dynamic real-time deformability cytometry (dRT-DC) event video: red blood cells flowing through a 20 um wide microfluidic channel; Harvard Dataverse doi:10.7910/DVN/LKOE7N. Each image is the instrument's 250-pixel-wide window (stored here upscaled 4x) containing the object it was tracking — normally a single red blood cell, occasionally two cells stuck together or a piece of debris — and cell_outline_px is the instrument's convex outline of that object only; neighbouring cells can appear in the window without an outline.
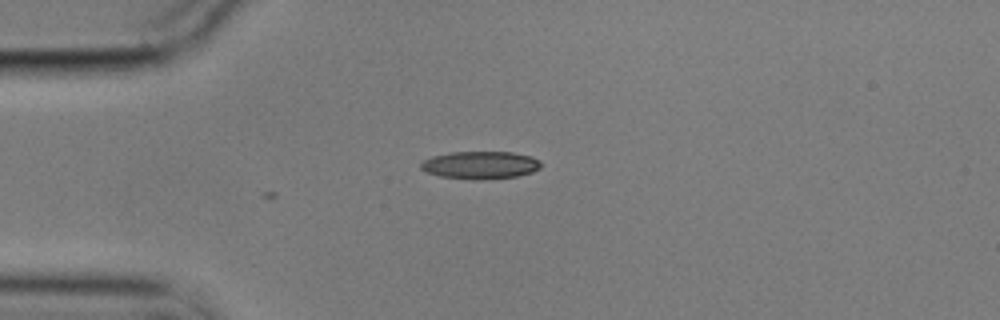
{"species": "common noctule bat (a hibernating species)", "species_latin": "Nyctalus noctula", "temperature_condition": "cold", "stored_images_in_passage": 8, "camera_frame_rate_fps": 3000, "um_per_image_px": 0.085, "animal": {"sex": "male", "body_mass_g": 17.9}, "frame": {"image": 1, "passage_image": 1, "time_ms": 0.0, "image_size_px": [1000, 320], "cell_outline_px": [[540, 168], [532, 172], [516, 176], [476, 180], [440, 176], [428, 172], [420, 168], [420, 164], [424, 160], [432, 156], [452, 152], [512, 152], [532, 156], [540, 160]], "centroid_in_image_um": [40.84, 14.02], "position_along_channel_um": 44.2, "area_um2": 19.25}}